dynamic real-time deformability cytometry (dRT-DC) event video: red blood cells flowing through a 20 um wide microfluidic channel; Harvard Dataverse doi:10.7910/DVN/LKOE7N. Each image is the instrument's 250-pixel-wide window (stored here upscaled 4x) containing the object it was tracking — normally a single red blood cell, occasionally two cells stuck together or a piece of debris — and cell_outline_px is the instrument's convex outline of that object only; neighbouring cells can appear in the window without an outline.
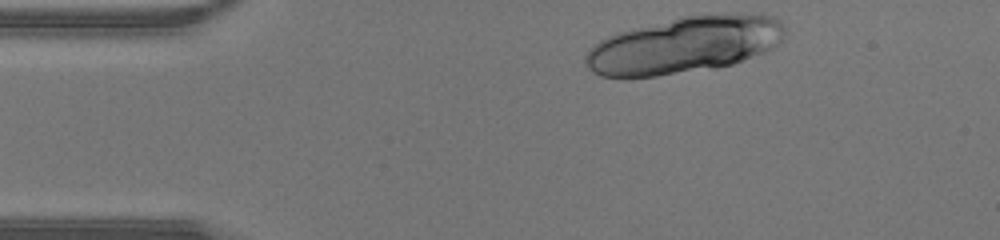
{"species": "human", "species_latin": "Homo sapiens", "temperature_condition": "warm", "stored_images_in_passage": 31, "camera_frame_rate_fps": 3000, "um_per_image_px": 0.085, "donor": {"sex": "male"}, "frame": {"image": 1, "passage_image": 1, "time_ms": 0.0, "image_size_px": [1000, 240], "cell_outline_px": [[784, 36], [772, 48], [764, 52], [732, 64], [716, 68], [656, 76], [600, 76], [592, 72], [588, 68], [584, 60], [584, 56], [600, 40], [616, 32], [632, 28], [684, 16], [732, 12], [760, 12], [772, 16], [780, 20], [784, 24]], "centroid_in_image_um": [58.23, 3.79], "position_along_channel_um": 26.8, "area_um2": 66.07}}